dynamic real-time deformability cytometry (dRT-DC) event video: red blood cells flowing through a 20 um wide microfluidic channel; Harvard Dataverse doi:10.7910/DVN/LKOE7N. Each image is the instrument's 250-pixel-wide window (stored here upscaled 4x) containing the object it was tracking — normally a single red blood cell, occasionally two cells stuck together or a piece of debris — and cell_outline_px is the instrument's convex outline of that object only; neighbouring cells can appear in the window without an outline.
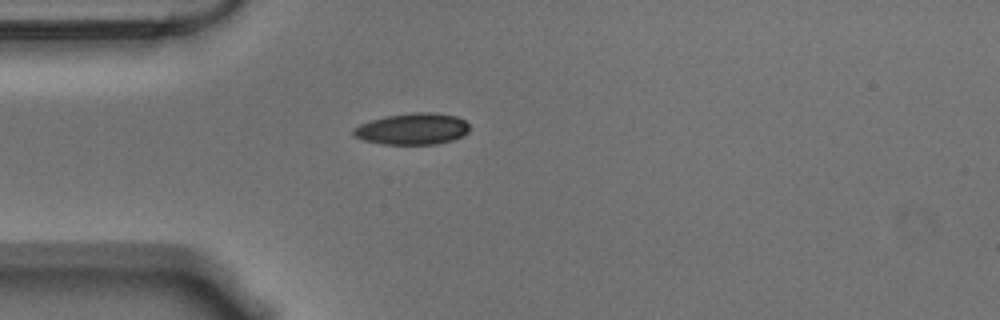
{"species": "Egyptian fruit bat (a non-hibernating species)", "species_latin": "Rousettus aegyptiacus", "temperature_condition": "warm", "stored_images_in_passage": 6, "camera_frame_rate_fps": 3000, "um_per_image_px": 0.085, "animal": {"sex": "male"}, "frame": {"image": 1, "passage_image": 1, "time_ms": 0.0, "image_size_px": [1000, 320], "cell_outline_px": [[468, 132], [464, 136], [452, 140], [436, 144], [384, 144], [364, 140], [356, 136], [352, 132], [352, 128], [360, 124], [372, 120], [388, 116], [416, 112], [432, 112], [456, 116], [464, 120], [468, 124]], "centroid_in_image_um": [35.08, 10.96], "position_along_channel_um": 49.9, "area_um2": 21.1}}